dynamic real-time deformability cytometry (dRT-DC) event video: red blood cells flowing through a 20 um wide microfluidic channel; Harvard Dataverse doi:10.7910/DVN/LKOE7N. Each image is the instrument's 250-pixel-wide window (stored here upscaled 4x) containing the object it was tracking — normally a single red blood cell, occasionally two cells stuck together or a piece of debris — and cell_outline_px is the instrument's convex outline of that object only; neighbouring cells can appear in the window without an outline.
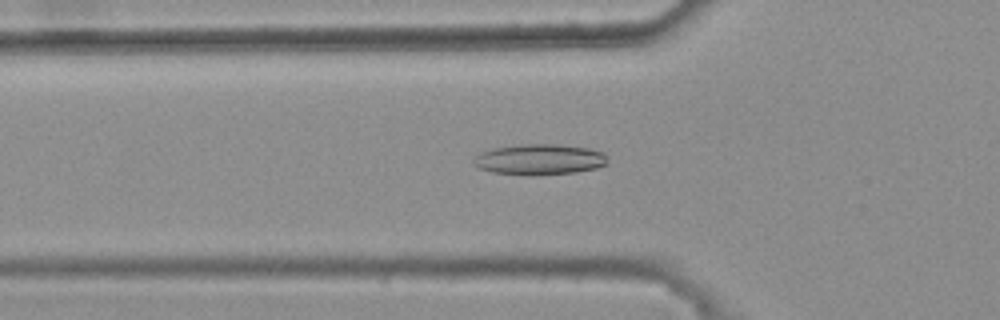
{"species": "common noctule bat (a hibernating species)", "species_latin": "Nyctalus noctula", "temperature_condition": "warm", "stored_images_in_passage": 38, "camera_frame_rate_fps": 3000, "um_per_image_px": 0.085, "animal": {"sex": "female", "body_mass_g": 25.1}, "frame": {"image": 1, "passage_image": 9, "time_ms": 2.667, "image_size_px": [1000, 320], "cell_outline_px": [[608, 164], [596, 168], [576, 172], [524, 176], [492, 172], [476, 168], [472, 164], [472, 160], [480, 152], [492, 148], [520, 144], [560, 144], [588, 148], [604, 152], [608, 160]], "centroid_in_image_um": [45.82, 13.56], "position_along_channel_um": 80.0, "area_um2": 24.45}}
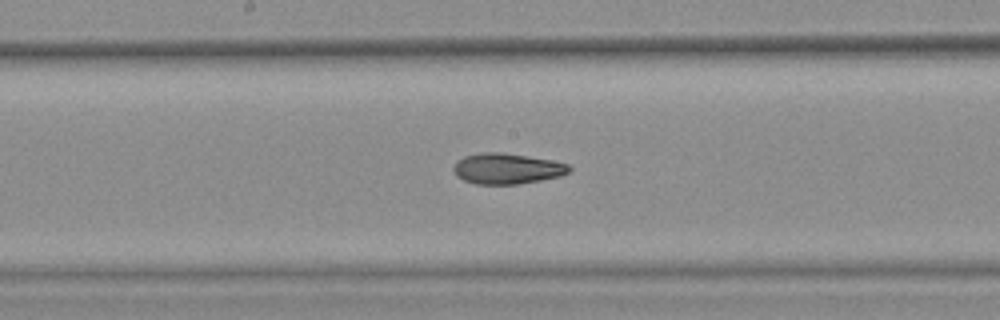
{"frame": {"image": 2, "passage_image": 19, "time_ms": 6.0, "image_size_px": [1000, 320], "cell_outline_px": [[572, 168], [568, 172], [560, 176], [540, 180], [516, 184], [476, 184], [464, 180], [456, 176], [452, 168], [456, 160], [464, 156], [480, 152], [500, 152], [528, 156], [552, 160], [568, 164]], "centroid_in_image_um": [43.06, 14.32], "position_along_channel_um": 205.1, "area_um2": 20.75}}
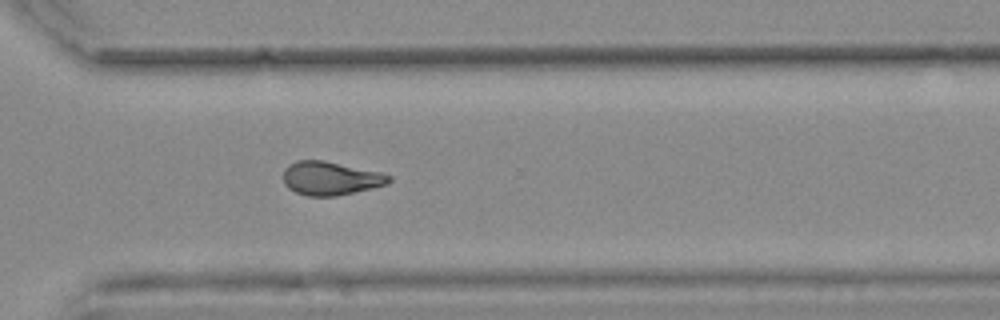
{"frame": {"image": 3, "passage_image": 30, "time_ms": 9.667, "image_size_px": [1000, 320], "cell_outline_px": [[392, 180], [388, 184], [372, 188], [336, 196], [308, 196], [296, 192], [288, 188], [284, 184], [284, 168], [288, 164], [296, 160], [324, 160], [380, 172], [392, 176]], "centroid_in_image_um": [28.09, 15.15], "position_along_channel_um": 342.5, "area_um2": 20.75}, "authors_computed_cell_mechanics": {"area_um2": 20.7791, "velocity_mm_per_s": 3.7452, "shape_relaxation_time_tau1_ms": null, "shape_relaxation_time_tau2_ms": 3.1751, "deformation_change_tau1": null, "deformation_change_tau2": 0.1056}}